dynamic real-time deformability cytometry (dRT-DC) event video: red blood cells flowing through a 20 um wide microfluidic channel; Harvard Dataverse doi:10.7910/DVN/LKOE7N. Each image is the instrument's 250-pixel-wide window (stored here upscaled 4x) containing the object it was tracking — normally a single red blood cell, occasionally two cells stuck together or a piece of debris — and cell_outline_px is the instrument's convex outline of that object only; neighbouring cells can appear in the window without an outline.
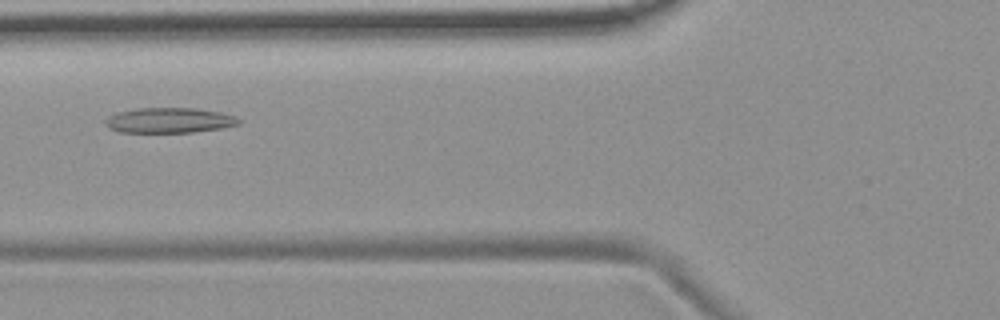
{"species": "common noctule bat (a hibernating species)", "species_latin": "Nyctalus noctula", "temperature_condition": "room temperature", "stored_images_in_passage": 7, "camera_frame_rate_fps": 3000, "um_per_image_px": 0.085, "animal": {"sex": "female", "body_mass_g": 19.9}, "frame": {"image": 1, "passage_image": 5, "time_ms": 4.667, "image_size_px": [1000, 320], "cell_outline_px": [[240, 124], [220, 128], [192, 132], [120, 132], [108, 128], [104, 124], [104, 120], [108, 116], [120, 112], [136, 108], [196, 108], [220, 112], [236, 116], [240, 120]], "centroid_in_image_um": [14.37, 10.22], "position_along_channel_um": 111.4, "area_um2": 19.59}}
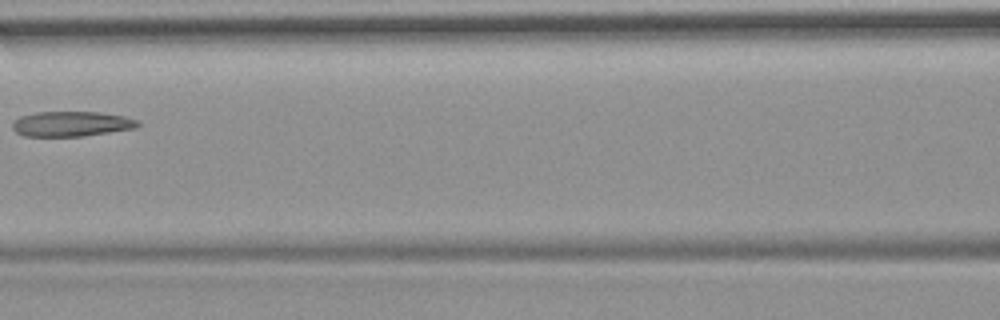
{"frame": {"image": 2, "passage_image": 6, "time_ms": 6.0, "image_size_px": [1000, 320], "cell_outline_px": [[140, 124], [136, 128], [84, 136], [24, 136], [16, 132], [12, 128], [12, 124], [20, 116], [36, 112], [100, 112], [124, 116], [140, 120]], "centroid_in_image_um": [6.1, 10.53], "position_along_channel_um": 160.5, "area_um2": 18.38}}
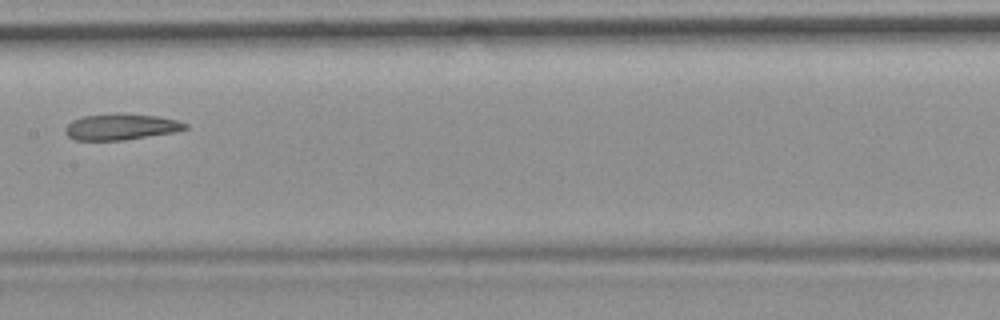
{"frame": {"image": 3, "passage_image": 7, "time_ms": 7.0, "image_size_px": [1000, 320], "cell_outline_px": [[188, 128], [176, 132], [124, 140], [76, 140], [68, 136], [64, 132], [64, 128], [72, 120], [80, 116], [156, 116], [176, 120], [188, 124]], "centroid_in_image_um": [10.27, 10.83], "position_along_channel_um": 197.1, "area_um2": 17.46}}